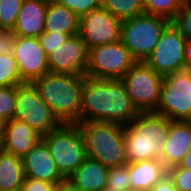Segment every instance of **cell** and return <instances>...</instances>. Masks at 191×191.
Listing matches in <instances>:
<instances>
[{"mask_svg": "<svg viewBox=\"0 0 191 191\" xmlns=\"http://www.w3.org/2000/svg\"><path fill=\"white\" fill-rule=\"evenodd\" d=\"M13 45V35L0 28V54L11 53Z\"/></svg>", "mask_w": 191, "mask_h": 191, "instance_id": "836d02e7", "label": "cell"}, {"mask_svg": "<svg viewBox=\"0 0 191 191\" xmlns=\"http://www.w3.org/2000/svg\"><path fill=\"white\" fill-rule=\"evenodd\" d=\"M170 22L167 18L146 13L124 20L121 41L136 61H145Z\"/></svg>", "mask_w": 191, "mask_h": 191, "instance_id": "8992f818", "label": "cell"}, {"mask_svg": "<svg viewBox=\"0 0 191 191\" xmlns=\"http://www.w3.org/2000/svg\"><path fill=\"white\" fill-rule=\"evenodd\" d=\"M24 0L0 1V28L11 32L16 24L17 17Z\"/></svg>", "mask_w": 191, "mask_h": 191, "instance_id": "484cf974", "label": "cell"}, {"mask_svg": "<svg viewBox=\"0 0 191 191\" xmlns=\"http://www.w3.org/2000/svg\"><path fill=\"white\" fill-rule=\"evenodd\" d=\"M172 121L155 112H139L124 127L127 163L160 159Z\"/></svg>", "mask_w": 191, "mask_h": 191, "instance_id": "7a4b0ae2", "label": "cell"}, {"mask_svg": "<svg viewBox=\"0 0 191 191\" xmlns=\"http://www.w3.org/2000/svg\"><path fill=\"white\" fill-rule=\"evenodd\" d=\"M191 0H183V3H190Z\"/></svg>", "mask_w": 191, "mask_h": 191, "instance_id": "60d3db41", "label": "cell"}, {"mask_svg": "<svg viewBox=\"0 0 191 191\" xmlns=\"http://www.w3.org/2000/svg\"><path fill=\"white\" fill-rule=\"evenodd\" d=\"M149 191H179L174 182L169 177L165 175L158 183H156Z\"/></svg>", "mask_w": 191, "mask_h": 191, "instance_id": "e575fe53", "label": "cell"}, {"mask_svg": "<svg viewBox=\"0 0 191 191\" xmlns=\"http://www.w3.org/2000/svg\"><path fill=\"white\" fill-rule=\"evenodd\" d=\"M155 113L173 121H191V70L182 69L164 77Z\"/></svg>", "mask_w": 191, "mask_h": 191, "instance_id": "9c48e42d", "label": "cell"}, {"mask_svg": "<svg viewBox=\"0 0 191 191\" xmlns=\"http://www.w3.org/2000/svg\"><path fill=\"white\" fill-rule=\"evenodd\" d=\"M109 169L101 162L86 157L68 180L82 191H101L107 186Z\"/></svg>", "mask_w": 191, "mask_h": 191, "instance_id": "d6986e66", "label": "cell"}, {"mask_svg": "<svg viewBox=\"0 0 191 191\" xmlns=\"http://www.w3.org/2000/svg\"><path fill=\"white\" fill-rule=\"evenodd\" d=\"M47 0H24L12 35L38 37L44 31Z\"/></svg>", "mask_w": 191, "mask_h": 191, "instance_id": "e0dca14e", "label": "cell"}, {"mask_svg": "<svg viewBox=\"0 0 191 191\" xmlns=\"http://www.w3.org/2000/svg\"><path fill=\"white\" fill-rule=\"evenodd\" d=\"M22 83L24 82L12 52L0 54V87L17 86Z\"/></svg>", "mask_w": 191, "mask_h": 191, "instance_id": "cb8c5ba5", "label": "cell"}, {"mask_svg": "<svg viewBox=\"0 0 191 191\" xmlns=\"http://www.w3.org/2000/svg\"><path fill=\"white\" fill-rule=\"evenodd\" d=\"M88 53L89 50L79 34L69 36L47 56L49 72L85 76Z\"/></svg>", "mask_w": 191, "mask_h": 191, "instance_id": "5bb4252c", "label": "cell"}, {"mask_svg": "<svg viewBox=\"0 0 191 191\" xmlns=\"http://www.w3.org/2000/svg\"><path fill=\"white\" fill-rule=\"evenodd\" d=\"M14 118L26 123L41 136L62 125L50 107L41 99L37 88L31 82L16 86Z\"/></svg>", "mask_w": 191, "mask_h": 191, "instance_id": "ba28073f", "label": "cell"}, {"mask_svg": "<svg viewBox=\"0 0 191 191\" xmlns=\"http://www.w3.org/2000/svg\"><path fill=\"white\" fill-rule=\"evenodd\" d=\"M165 175L167 169L160 159L129 163L130 191H149Z\"/></svg>", "mask_w": 191, "mask_h": 191, "instance_id": "ffe728a7", "label": "cell"}, {"mask_svg": "<svg viewBox=\"0 0 191 191\" xmlns=\"http://www.w3.org/2000/svg\"><path fill=\"white\" fill-rule=\"evenodd\" d=\"M80 18L65 6L48 1L44 22L45 32H60L74 36L79 34Z\"/></svg>", "mask_w": 191, "mask_h": 191, "instance_id": "44dd1931", "label": "cell"}, {"mask_svg": "<svg viewBox=\"0 0 191 191\" xmlns=\"http://www.w3.org/2000/svg\"><path fill=\"white\" fill-rule=\"evenodd\" d=\"M164 77L145 61H136L121 78L138 112H155L159 105Z\"/></svg>", "mask_w": 191, "mask_h": 191, "instance_id": "52a82bcc", "label": "cell"}, {"mask_svg": "<svg viewBox=\"0 0 191 191\" xmlns=\"http://www.w3.org/2000/svg\"><path fill=\"white\" fill-rule=\"evenodd\" d=\"M136 60L121 40L89 49L86 75L103 79H121Z\"/></svg>", "mask_w": 191, "mask_h": 191, "instance_id": "30bf717a", "label": "cell"}, {"mask_svg": "<svg viewBox=\"0 0 191 191\" xmlns=\"http://www.w3.org/2000/svg\"><path fill=\"white\" fill-rule=\"evenodd\" d=\"M178 166L191 170V149Z\"/></svg>", "mask_w": 191, "mask_h": 191, "instance_id": "f35d334b", "label": "cell"}, {"mask_svg": "<svg viewBox=\"0 0 191 191\" xmlns=\"http://www.w3.org/2000/svg\"><path fill=\"white\" fill-rule=\"evenodd\" d=\"M56 191H82V190L79 189L77 186H75L68 179H64L57 185Z\"/></svg>", "mask_w": 191, "mask_h": 191, "instance_id": "d590c367", "label": "cell"}, {"mask_svg": "<svg viewBox=\"0 0 191 191\" xmlns=\"http://www.w3.org/2000/svg\"><path fill=\"white\" fill-rule=\"evenodd\" d=\"M41 99L62 124H77L82 108L84 76L46 73L33 82Z\"/></svg>", "mask_w": 191, "mask_h": 191, "instance_id": "3957f363", "label": "cell"}, {"mask_svg": "<svg viewBox=\"0 0 191 191\" xmlns=\"http://www.w3.org/2000/svg\"><path fill=\"white\" fill-rule=\"evenodd\" d=\"M185 65L186 69L191 70V40L187 39L185 44Z\"/></svg>", "mask_w": 191, "mask_h": 191, "instance_id": "8d00e7d4", "label": "cell"}, {"mask_svg": "<svg viewBox=\"0 0 191 191\" xmlns=\"http://www.w3.org/2000/svg\"><path fill=\"white\" fill-rule=\"evenodd\" d=\"M56 4L65 6L79 18L101 7V0H52Z\"/></svg>", "mask_w": 191, "mask_h": 191, "instance_id": "f1b7e54d", "label": "cell"}, {"mask_svg": "<svg viewBox=\"0 0 191 191\" xmlns=\"http://www.w3.org/2000/svg\"><path fill=\"white\" fill-rule=\"evenodd\" d=\"M122 23L101 6L80 17L79 35L89 50L121 40Z\"/></svg>", "mask_w": 191, "mask_h": 191, "instance_id": "7c38bea8", "label": "cell"}, {"mask_svg": "<svg viewBox=\"0 0 191 191\" xmlns=\"http://www.w3.org/2000/svg\"><path fill=\"white\" fill-rule=\"evenodd\" d=\"M24 179L22 158L0 147V190L20 191Z\"/></svg>", "mask_w": 191, "mask_h": 191, "instance_id": "7402d4cb", "label": "cell"}, {"mask_svg": "<svg viewBox=\"0 0 191 191\" xmlns=\"http://www.w3.org/2000/svg\"><path fill=\"white\" fill-rule=\"evenodd\" d=\"M41 139L42 136L26 123L13 118L7 122L5 138L0 147L23 158Z\"/></svg>", "mask_w": 191, "mask_h": 191, "instance_id": "ac0fdd59", "label": "cell"}, {"mask_svg": "<svg viewBox=\"0 0 191 191\" xmlns=\"http://www.w3.org/2000/svg\"><path fill=\"white\" fill-rule=\"evenodd\" d=\"M25 177L58 185L64 180L46 143L41 139L23 158Z\"/></svg>", "mask_w": 191, "mask_h": 191, "instance_id": "9a60e30c", "label": "cell"}, {"mask_svg": "<svg viewBox=\"0 0 191 191\" xmlns=\"http://www.w3.org/2000/svg\"><path fill=\"white\" fill-rule=\"evenodd\" d=\"M16 86L0 87V118L10 121L15 117Z\"/></svg>", "mask_w": 191, "mask_h": 191, "instance_id": "4316f807", "label": "cell"}, {"mask_svg": "<svg viewBox=\"0 0 191 191\" xmlns=\"http://www.w3.org/2000/svg\"><path fill=\"white\" fill-rule=\"evenodd\" d=\"M83 138L86 156L109 168L127 164L124 126L102 121L77 123Z\"/></svg>", "mask_w": 191, "mask_h": 191, "instance_id": "277c9868", "label": "cell"}, {"mask_svg": "<svg viewBox=\"0 0 191 191\" xmlns=\"http://www.w3.org/2000/svg\"><path fill=\"white\" fill-rule=\"evenodd\" d=\"M183 5V0H144L146 14L172 21Z\"/></svg>", "mask_w": 191, "mask_h": 191, "instance_id": "d4e9b609", "label": "cell"}, {"mask_svg": "<svg viewBox=\"0 0 191 191\" xmlns=\"http://www.w3.org/2000/svg\"><path fill=\"white\" fill-rule=\"evenodd\" d=\"M186 40L171 21L145 62L163 77L186 69L184 52Z\"/></svg>", "mask_w": 191, "mask_h": 191, "instance_id": "8fae6325", "label": "cell"}, {"mask_svg": "<svg viewBox=\"0 0 191 191\" xmlns=\"http://www.w3.org/2000/svg\"><path fill=\"white\" fill-rule=\"evenodd\" d=\"M121 79L84 76L81 121H102L127 126L137 115Z\"/></svg>", "mask_w": 191, "mask_h": 191, "instance_id": "6da1fadb", "label": "cell"}, {"mask_svg": "<svg viewBox=\"0 0 191 191\" xmlns=\"http://www.w3.org/2000/svg\"><path fill=\"white\" fill-rule=\"evenodd\" d=\"M101 191H122V190H119V189H115V188H112V187L105 186Z\"/></svg>", "mask_w": 191, "mask_h": 191, "instance_id": "ab89813d", "label": "cell"}, {"mask_svg": "<svg viewBox=\"0 0 191 191\" xmlns=\"http://www.w3.org/2000/svg\"><path fill=\"white\" fill-rule=\"evenodd\" d=\"M101 6L121 21L146 13L144 0H101Z\"/></svg>", "mask_w": 191, "mask_h": 191, "instance_id": "603a6c76", "label": "cell"}, {"mask_svg": "<svg viewBox=\"0 0 191 191\" xmlns=\"http://www.w3.org/2000/svg\"><path fill=\"white\" fill-rule=\"evenodd\" d=\"M12 54L23 82L32 83L49 73L47 54L40 45L38 37L13 35Z\"/></svg>", "mask_w": 191, "mask_h": 191, "instance_id": "4fadbf2b", "label": "cell"}, {"mask_svg": "<svg viewBox=\"0 0 191 191\" xmlns=\"http://www.w3.org/2000/svg\"><path fill=\"white\" fill-rule=\"evenodd\" d=\"M107 186L122 191H130L129 163L109 169Z\"/></svg>", "mask_w": 191, "mask_h": 191, "instance_id": "83f0119b", "label": "cell"}, {"mask_svg": "<svg viewBox=\"0 0 191 191\" xmlns=\"http://www.w3.org/2000/svg\"><path fill=\"white\" fill-rule=\"evenodd\" d=\"M68 34L60 32H45L43 31L39 36L38 40L47 56L59 47L67 38Z\"/></svg>", "mask_w": 191, "mask_h": 191, "instance_id": "1f68e13d", "label": "cell"}, {"mask_svg": "<svg viewBox=\"0 0 191 191\" xmlns=\"http://www.w3.org/2000/svg\"><path fill=\"white\" fill-rule=\"evenodd\" d=\"M167 174L179 191H191V170L174 166L167 170Z\"/></svg>", "mask_w": 191, "mask_h": 191, "instance_id": "4dcf8cb0", "label": "cell"}, {"mask_svg": "<svg viewBox=\"0 0 191 191\" xmlns=\"http://www.w3.org/2000/svg\"><path fill=\"white\" fill-rule=\"evenodd\" d=\"M191 149V121H172L160 160L166 169L180 165Z\"/></svg>", "mask_w": 191, "mask_h": 191, "instance_id": "2e32d148", "label": "cell"}, {"mask_svg": "<svg viewBox=\"0 0 191 191\" xmlns=\"http://www.w3.org/2000/svg\"><path fill=\"white\" fill-rule=\"evenodd\" d=\"M64 179H68L86 156L83 135L77 124H62L42 136Z\"/></svg>", "mask_w": 191, "mask_h": 191, "instance_id": "5b68a950", "label": "cell"}, {"mask_svg": "<svg viewBox=\"0 0 191 191\" xmlns=\"http://www.w3.org/2000/svg\"><path fill=\"white\" fill-rule=\"evenodd\" d=\"M57 185L44 180L25 177L20 191H56Z\"/></svg>", "mask_w": 191, "mask_h": 191, "instance_id": "d6a6232c", "label": "cell"}, {"mask_svg": "<svg viewBox=\"0 0 191 191\" xmlns=\"http://www.w3.org/2000/svg\"><path fill=\"white\" fill-rule=\"evenodd\" d=\"M172 23L178 28L186 39L191 40V2L183 3Z\"/></svg>", "mask_w": 191, "mask_h": 191, "instance_id": "f546056e", "label": "cell"}, {"mask_svg": "<svg viewBox=\"0 0 191 191\" xmlns=\"http://www.w3.org/2000/svg\"><path fill=\"white\" fill-rule=\"evenodd\" d=\"M8 120L0 118V144L4 141Z\"/></svg>", "mask_w": 191, "mask_h": 191, "instance_id": "74e56055", "label": "cell"}]
</instances>
